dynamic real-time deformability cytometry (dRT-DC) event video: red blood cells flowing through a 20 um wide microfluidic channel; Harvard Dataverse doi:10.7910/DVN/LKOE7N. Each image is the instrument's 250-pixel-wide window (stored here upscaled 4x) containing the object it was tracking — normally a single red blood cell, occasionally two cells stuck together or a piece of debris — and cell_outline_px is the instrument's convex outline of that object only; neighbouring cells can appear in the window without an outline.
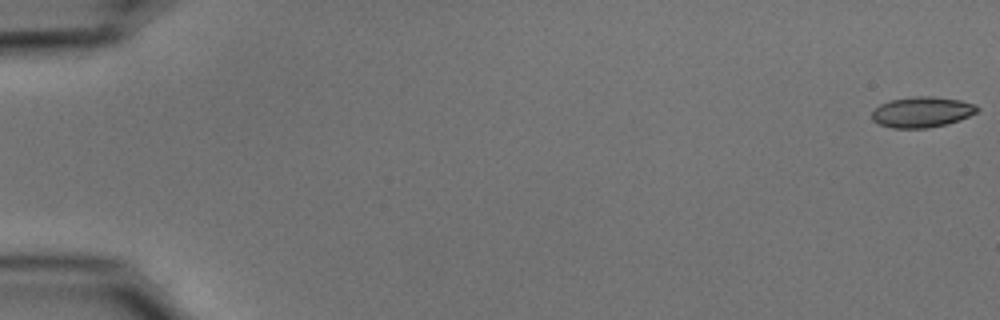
{"species": "common noctule bat (a hibernating species)", "species_latin": "Nyctalus noctula", "temperature_condition": "cold", "stored_images_in_passage": 56, "camera_frame_rate_fps": 3000, "um_per_image_px": 0.085, "animal": {"sex": "male", "body_mass_g": 15.6}, "frame": {"image": 1, "passage_image": 1, "time_ms": 0.0, "image_size_px": [1000, 320], "cell_outline_px": [[980, 108], [976, 112], [960, 120], [948, 124], [928, 128], [892, 128], [880, 124], [872, 120], [872, 112], [880, 104], [892, 100], [916, 96], [932, 96], [960, 100], [976, 104]], "centroid_in_image_um": [78.39, 9.53], "position_along_channel_um": 6.6, "area_um2": 18.79}}
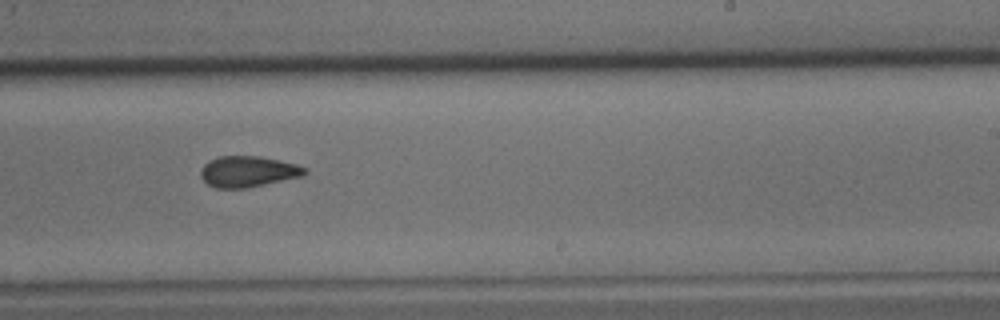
{"frame": {"image": 2, "passage_image": 35, "time_ms": 11.333, "image_size_px": [1000, 320], "cell_outline_px": [[308, 172], [304, 176], [244, 188], [216, 188], [208, 184], [200, 176], [200, 168], [208, 160], [220, 156], [260, 156], [280, 160], [296, 164], [304, 168]], "centroid_in_image_um": [21.06, 14.57], "position_along_channel_um": 267.9, "area_um2": 18.79}}
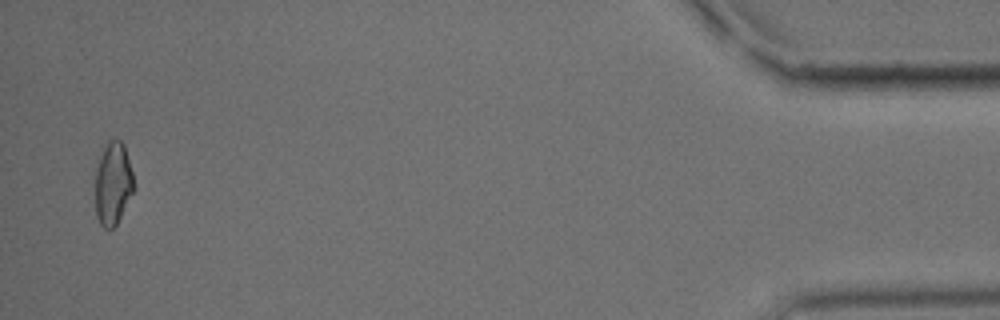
{"frame": {"image": 3, "passage_image": 54, "time_ms": 17.667, "image_size_px": [1000, 320], "cell_outline_px": [[132, 192], [116, 224], [108, 232], [100, 224], [96, 216], [92, 168], [96, 156], [108, 140], [120, 140], [124, 144], [132, 172]], "centroid_in_image_um": [9.48, 15.54], "position_along_channel_um": 425.7, "area_um2": 19.42}}